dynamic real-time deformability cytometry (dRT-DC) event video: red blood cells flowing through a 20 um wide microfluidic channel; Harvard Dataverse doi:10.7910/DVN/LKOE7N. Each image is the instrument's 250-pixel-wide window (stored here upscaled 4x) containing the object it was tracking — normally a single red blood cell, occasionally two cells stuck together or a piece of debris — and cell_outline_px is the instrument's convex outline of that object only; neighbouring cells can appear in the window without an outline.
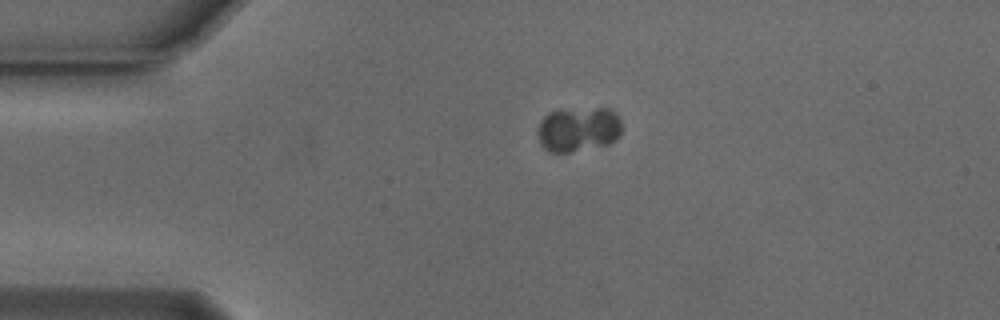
{"species": "Egyptian fruit bat (a non-hibernating species)", "species_latin": "Rousettus aegyptiacus", "temperature_condition": "cold", "stored_images_in_passage": 49, "camera_frame_rate_fps": 3000, "um_per_image_px": 0.085, "animal": {"sex": "male"}, "frame": {"image": 1, "passage_image": 6, "time_ms": 1.667, "image_size_px": [1000, 320], "cell_outline_px": [[620, 132], [616, 140], [608, 144], [568, 152], [548, 152], [540, 144], [540, 120], [548, 112], [596, 108], [608, 108], [616, 112], [620, 120]], "centroid_in_image_um": [49.18, 10.99], "position_along_channel_um": 35.8, "area_um2": 21.5}}
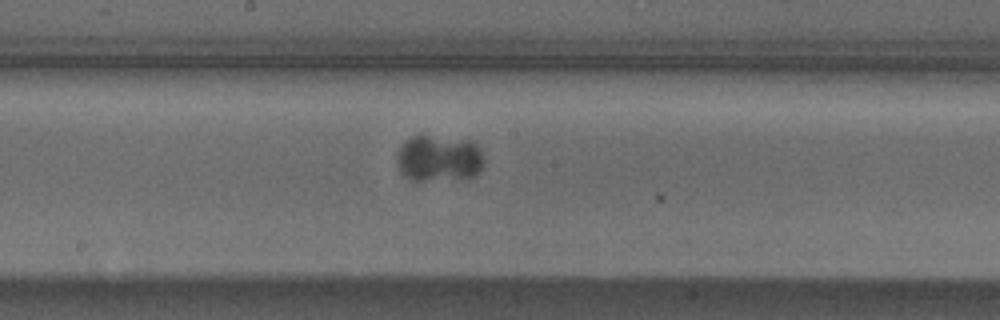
{"frame": {"image": 2, "passage_image": 23, "time_ms": 7.333, "image_size_px": [1000, 320], "cell_outline_px": [[484, 164], [476, 176], [420, 180], [412, 180], [404, 176], [400, 172], [396, 160], [396, 152], [404, 140], [412, 136], [428, 136], [468, 140], [476, 144], [484, 160]], "centroid_in_image_um": [37.25, 13.45], "position_along_channel_um": 210.9, "area_um2": 23.35}}
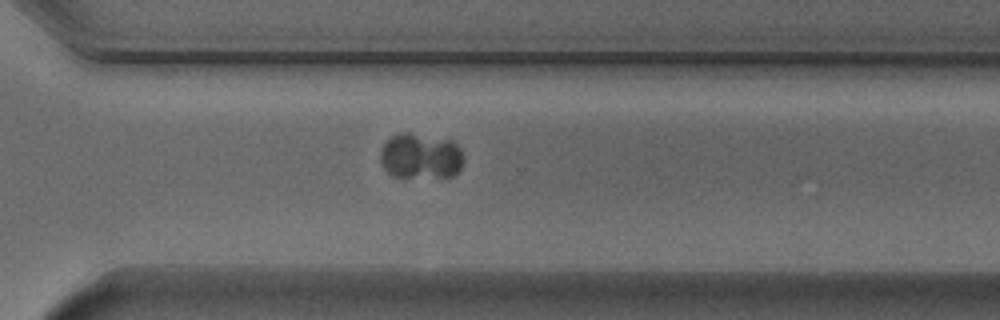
{"frame": {"image": 3, "passage_image": 33, "time_ms": 10.667, "image_size_px": [1000, 320], "cell_outline_px": [[464, 160], [460, 168], [452, 176], [392, 176], [384, 168], [380, 160], [380, 152], [384, 144], [392, 136], [400, 132], [408, 132], [452, 140], [460, 148], [464, 156]], "centroid_in_image_um": [35.76, 13.24], "position_along_channel_um": 334.8, "area_um2": 21.96}}